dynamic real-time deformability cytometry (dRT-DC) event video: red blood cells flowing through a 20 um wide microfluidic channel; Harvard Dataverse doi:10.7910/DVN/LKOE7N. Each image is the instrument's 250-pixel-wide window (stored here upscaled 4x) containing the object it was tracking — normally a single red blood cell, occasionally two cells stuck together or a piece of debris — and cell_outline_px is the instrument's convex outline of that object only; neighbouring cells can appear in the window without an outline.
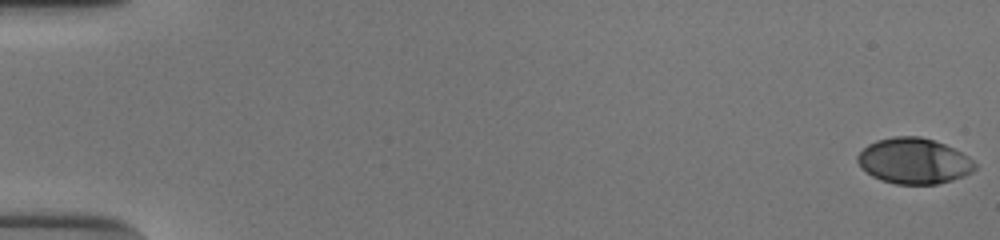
{"species": "human", "species_latin": "Homo sapiens", "temperature_condition": "cold", "stored_images_in_passage": 16, "camera_frame_rate_fps": 3000, "um_per_image_px": 0.085, "donor": {"sex": "male"}, "frame": {"image": 1, "passage_image": 1, "time_ms": 0.0, "image_size_px": [1000, 240], "cell_outline_px": [[976, 168], [972, 172], [964, 176], [952, 180], [936, 184], [896, 184], [880, 180], [872, 176], [860, 168], [856, 160], [856, 156], [868, 144], [876, 140], [892, 136], [920, 136], [944, 144], [968, 156], [976, 164]], "centroid_in_image_um": [77.65, 13.68], "position_along_channel_um": 7.4, "area_um2": 31.39}}